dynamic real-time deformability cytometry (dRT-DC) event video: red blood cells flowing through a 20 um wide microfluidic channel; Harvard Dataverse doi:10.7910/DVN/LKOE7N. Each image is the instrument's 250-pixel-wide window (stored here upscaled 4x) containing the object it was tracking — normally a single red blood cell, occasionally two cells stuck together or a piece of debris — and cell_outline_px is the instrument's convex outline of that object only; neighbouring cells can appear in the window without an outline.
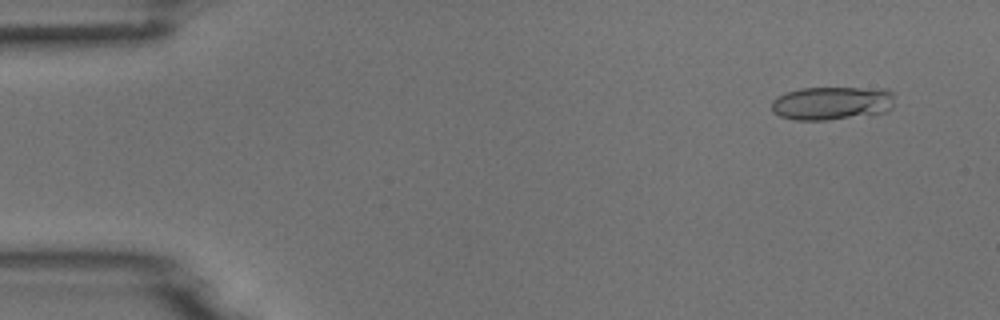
{"species": "common noctule bat (a hibernating species)", "species_latin": "Nyctalus noctula", "temperature_condition": "room temperature", "stored_images_in_passage": 12, "camera_frame_rate_fps": 3000, "um_per_image_px": 0.085, "animal": {"sex": "male", "body_mass_g": 18.8}, "frame": {"image": 1, "passage_image": 1, "time_ms": 0.0, "image_size_px": [1000, 320], "cell_outline_px": [[896, 96], [892, 108], [884, 112], [828, 120], [796, 120], [780, 116], [772, 112], [772, 100], [784, 92], [800, 88], [888, 88]], "centroid_in_image_um": [70.73, 8.75], "position_along_channel_um": 14.3, "area_um2": 24.22}}
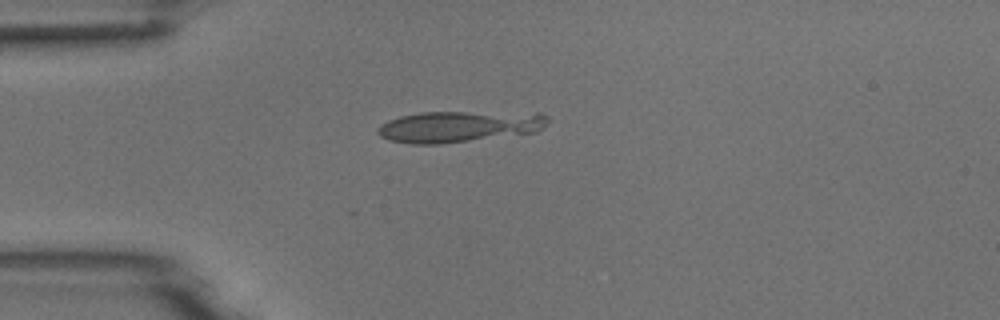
{"frame": {"image": 2, "passage_image": 11, "time_ms": 3.333, "image_size_px": [1000, 320], "cell_outline_px": [[548, 120], [544, 128], [536, 132], [440, 144], [412, 144], [388, 140], [380, 136], [376, 132], [376, 128], [380, 124], [388, 120], [400, 116], [420, 112], [540, 112], [548, 116]], "centroid_in_image_um": [39.02, 10.74], "position_along_channel_um": 46.0, "area_um2": 31.33}}